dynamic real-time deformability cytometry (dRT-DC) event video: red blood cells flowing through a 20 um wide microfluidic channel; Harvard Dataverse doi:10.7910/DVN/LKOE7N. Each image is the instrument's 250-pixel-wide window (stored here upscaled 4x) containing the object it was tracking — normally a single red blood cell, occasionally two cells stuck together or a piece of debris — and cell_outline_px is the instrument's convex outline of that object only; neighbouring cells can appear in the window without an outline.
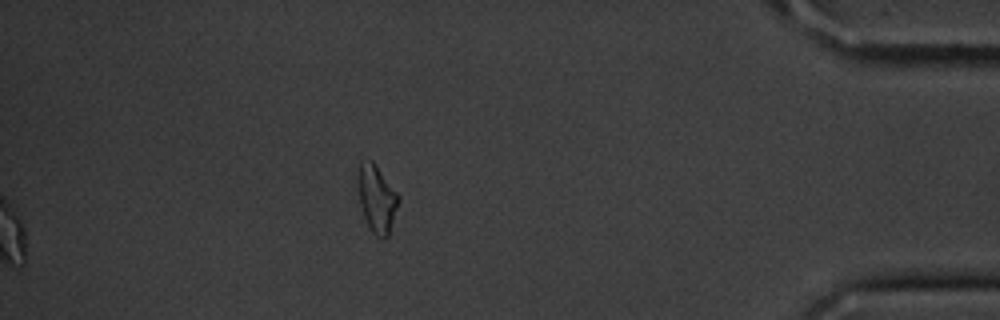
{"species": "common noctule bat (a hibernating species)", "species_latin": "Nyctalus noctula", "temperature_condition": "cold", "stored_images_in_passage": 40, "segment_of_instrument_passage": [2, 2], "camera_frame_rate_fps": 3000, "um_per_image_px": 0.085, "animal": {"sex": "male", "body_mass_g": 20.1, "forearm_length_mm": 53.5}, "frame": {"image": 1, "passage_image": 40, "time_ms": 13.0, "image_size_px": [1000, 320], "cell_outline_px": [[400, 200], [388, 236], [384, 240], [376, 236], [368, 228], [360, 204], [356, 180], [356, 176], [360, 164], [372, 160], [376, 164], [400, 196]], "centroid_in_image_um": [32.02, 16.91], "position_along_channel_um": 403.2, "area_um2": 16.13}}